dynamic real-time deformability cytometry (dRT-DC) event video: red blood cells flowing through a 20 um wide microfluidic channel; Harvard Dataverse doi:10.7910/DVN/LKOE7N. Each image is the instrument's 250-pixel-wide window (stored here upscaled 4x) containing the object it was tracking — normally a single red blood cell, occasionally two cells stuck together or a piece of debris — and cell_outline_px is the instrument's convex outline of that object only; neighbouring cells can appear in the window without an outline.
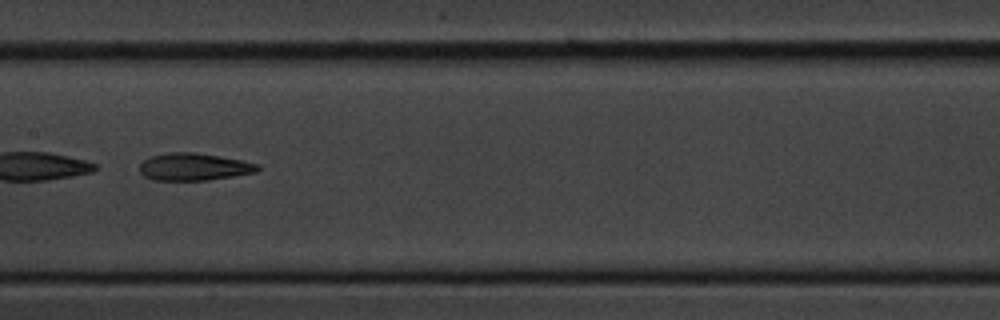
{"species": "common noctule bat (a hibernating species)", "species_latin": "Nyctalus noctula", "temperature_condition": "cold", "stored_images_in_passage": 53, "camera_frame_rate_fps": 3000, "um_per_image_px": 0.085, "animal": {"sex": "male", "body_mass_g": 20.1, "forearm_length_mm": 53.5}, "frame": {"image": 1, "passage_image": 26, "time_ms": 8.333, "image_size_px": [1000, 320], "cell_outline_px": [[260, 168], [256, 172], [208, 180], [152, 180], [144, 176], [140, 172], [140, 164], [148, 156], [168, 152], [196, 152], [220, 156], [260, 164]], "centroid_in_image_um": [16.46, 14.17], "position_along_channel_um": 190.9, "area_um2": 18.9}}
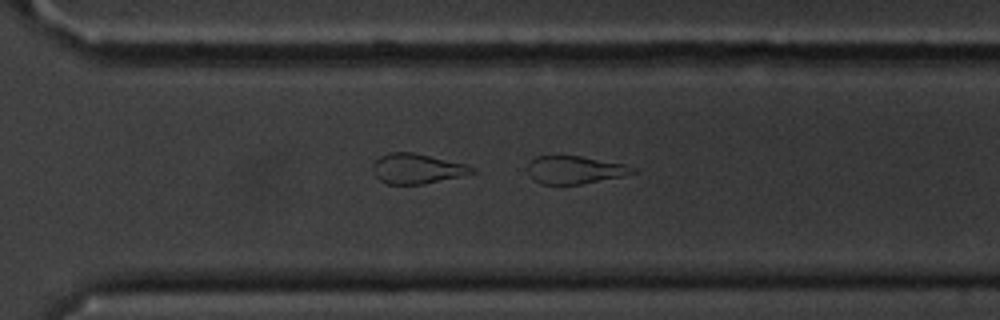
{"frame": {"image": 2, "passage_image": 37, "time_ms": 12.0, "image_size_px": [1000, 320], "cell_outline_px": [[636, 172], [624, 176], [580, 184], [540, 184], [532, 180], [528, 172], [528, 164], [536, 156], [580, 156], [624, 164], [636, 168]], "centroid_in_image_um": [48.85, 14.44], "position_along_channel_um": 321.8, "area_um2": 16.99}}
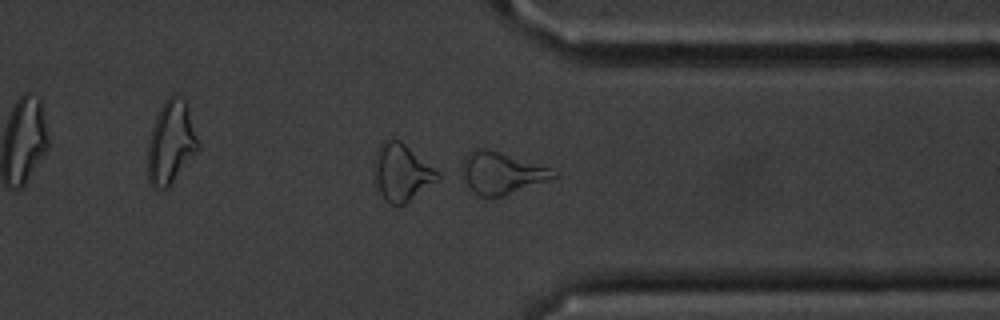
{"frame": {"image": 3, "passage_image": 41, "time_ms": 13.333, "image_size_px": [1000, 320], "cell_outline_px": [[560, 176], [504, 196], [480, 196], [452, 176], [452, 172], [464, 156], [472, 148], [488, 148], [560, 172]], "centroid_in_image_um": [42.42, 14.7], "position_along_channel_um": 369.0, "area_um2": 23.52}}